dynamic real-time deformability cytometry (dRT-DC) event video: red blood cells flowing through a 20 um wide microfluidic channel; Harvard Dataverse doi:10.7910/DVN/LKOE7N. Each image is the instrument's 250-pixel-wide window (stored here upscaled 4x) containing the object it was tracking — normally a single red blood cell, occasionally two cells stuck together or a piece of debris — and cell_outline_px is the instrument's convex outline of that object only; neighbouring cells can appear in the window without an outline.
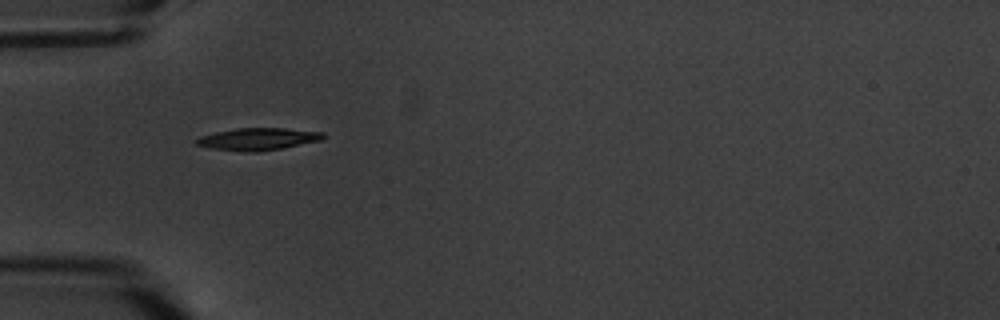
{"species": "common noctule bat (a hibernating species)", "species_latin": "Nyctalus noctula", "temperature_condition": "warm", "stored_images_in_passage": 2, "camera_frame_rate_fps": 3000, "um_per_image_px": 0.085, "animal": {"sex": "male", "body_mass_g": 20.1, "forearm_length_mm": 53.5}, "frame": {"image": 1, "passage_image": 1, "time_ms": 0.0, "image_size_px": [1000, 320], "cell_outline_px": [[324, 136], [320, 140], [284, 148], [256, 152], [244, 152], [208, 148], [196, 144], [192, 140], [200, 136], [216, 132], [236, 128], [284, 128], [324, 132]], "centroid_in_image_um": [21.87, 11.82], "position_along_channel_um": 63.1, "area_um2": 16.53}}